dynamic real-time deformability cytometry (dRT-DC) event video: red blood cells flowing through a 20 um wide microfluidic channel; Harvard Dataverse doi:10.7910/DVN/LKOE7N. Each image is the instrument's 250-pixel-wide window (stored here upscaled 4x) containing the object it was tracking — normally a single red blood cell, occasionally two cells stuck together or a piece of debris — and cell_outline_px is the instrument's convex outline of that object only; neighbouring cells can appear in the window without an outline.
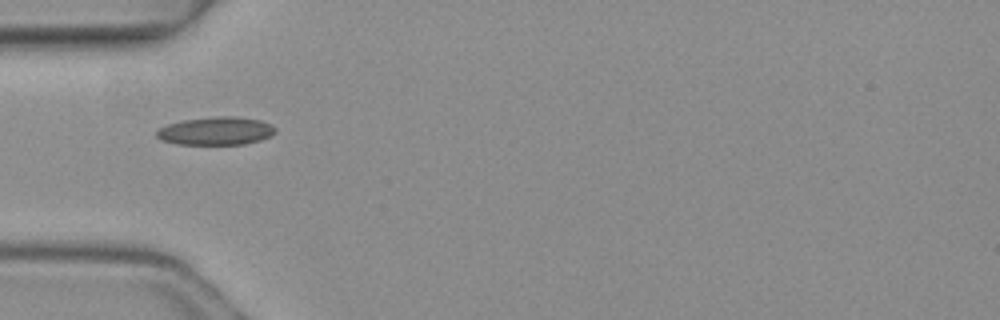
{"species": "common noctule bat (a hibernating species)", "species_latin": "Nyctalus noctula", "temperature_condition": "warm", "stored_images_in_passage": 1, "camera_frame_rate_fps": 3000, "um_per_image_px": 0.085, "animal": {"sex": "female", "body_mass_g": 19.3, "forearm_length_mm": 54.1}, "frame": {"image": 1, "passage_image": 1, "time_ms": 0.0, "image_size_px": [1000, 320], "cell_outline_px": [[276, 132], [272, 136], [260, 140], [244, 144], [176, 144], [160, 140], [156, 136], [156, 132], [160, 128], [168, 124], [184, 120], [216, 116], [236, 116], [260, 120], [272, 124], [276, 128]], "centroid_in_image_um": [18.39, 11.13], "position_along_channel_um": 66.6, "area_um2": 19.54}}